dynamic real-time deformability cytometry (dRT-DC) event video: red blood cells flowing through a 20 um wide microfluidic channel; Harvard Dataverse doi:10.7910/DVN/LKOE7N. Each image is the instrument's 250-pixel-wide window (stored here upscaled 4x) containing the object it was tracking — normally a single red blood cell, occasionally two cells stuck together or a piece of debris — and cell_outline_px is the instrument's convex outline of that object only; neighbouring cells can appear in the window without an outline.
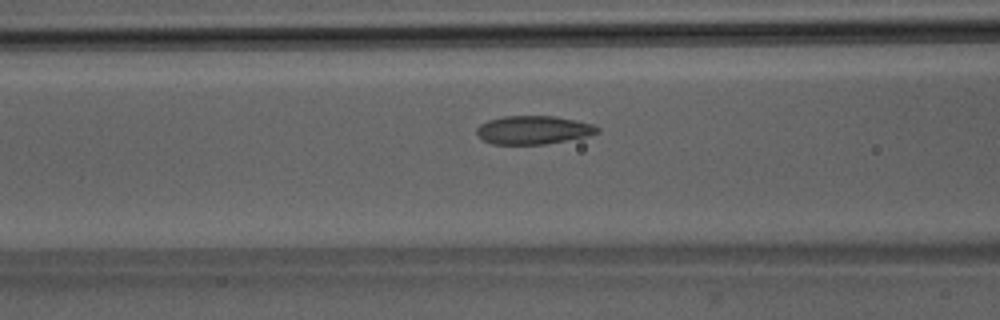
{"species": "Egyptian fruit bat (a non-hibernating species)", "species_latin": "Rousettus aegyptiacus", "temperature_condition": "room temperature", "stored_images_in_passage": 37, "camera_frame_rate_fps": 3000, "um_per_image_px": 0.085, "animal": {"sex": "male"}, "frame": {"image": 1, "passage_image": 7, "time_ms": 2.0, "image_size_px": [1000, 320], "cell_outline_px": [[600, 132], [588, 136], [544, 144], [492, 144], [484, 140], [476, 132], [476, 128], [480, 124], [488, 120], [504, 116], [556, 116], [576, 120], [592, 124], [600, 128]], "centroid_in_image_um": [45.35, 11.04], "position_along_channel_um": 121.3, "area_um2": 19.94}}
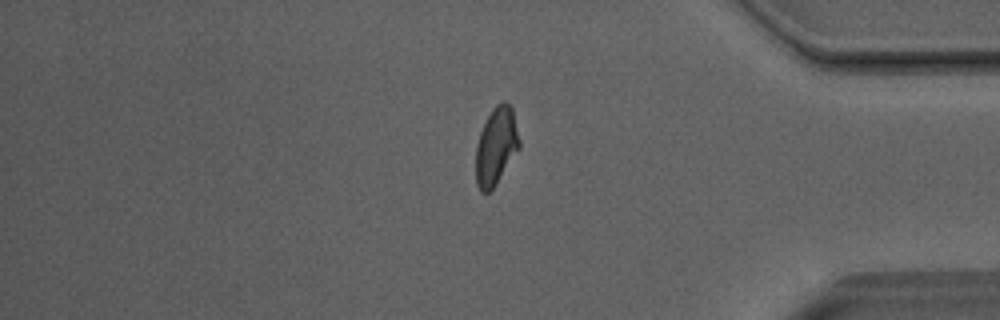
{"frame": {"image": 2, "passage_image": 29, "time_ms": 9.333, "image_size_px": [1000, 320], "cell_outline_px": [[520, 148], [496, 184], [488, 192], [480, 192], [476, 184], [476, 144], [480, 132], [492, 108], [496, 104], [504, 100], [512, 108], [520, 140]], "centroid_in_image_um": [42.17, 12.42], "position_along_channel_um": 393.0, "area_um2": 19.65}}
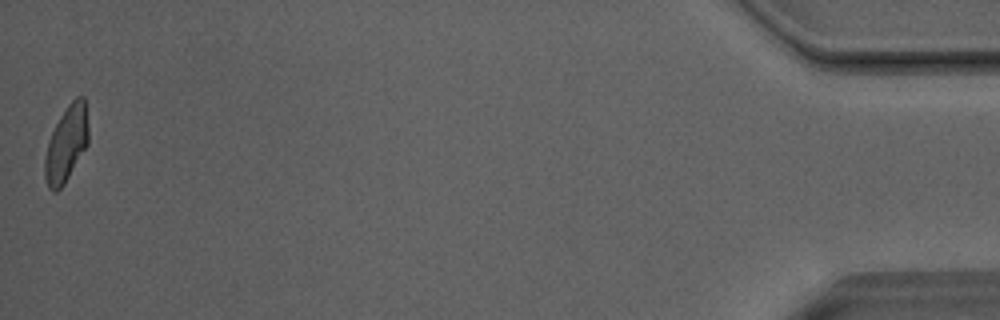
{"frame": {"image": 3, "passage_image": 37, "time_ms": 12.0, "image_size_px": [1000, 320], "cell_outline_px": [[88, 144], [64, 184], [56, 192], [52, 192], [48, 188], [44, 176], [44, 160], [48, 140], [60, 116], [68, 104], [76, 96], [84, 96], [88, 128]], "centroid_in_image_um": [5.63, 12.24], "position_along_channel_um": 429.6, "area_um2": 19.25}, "authors_computed_cell_mechanics": {"area_um2": 19.8254, "velocity_mm_per_s": 4.0395, "shape_relaxation_time_tau1_ms": 9.5467, "shape_relaxation_time_tau2_ms": 1.3503, "deformation_change_tau1": 0.2127, "deformation_change_tau2": 0.0534}}